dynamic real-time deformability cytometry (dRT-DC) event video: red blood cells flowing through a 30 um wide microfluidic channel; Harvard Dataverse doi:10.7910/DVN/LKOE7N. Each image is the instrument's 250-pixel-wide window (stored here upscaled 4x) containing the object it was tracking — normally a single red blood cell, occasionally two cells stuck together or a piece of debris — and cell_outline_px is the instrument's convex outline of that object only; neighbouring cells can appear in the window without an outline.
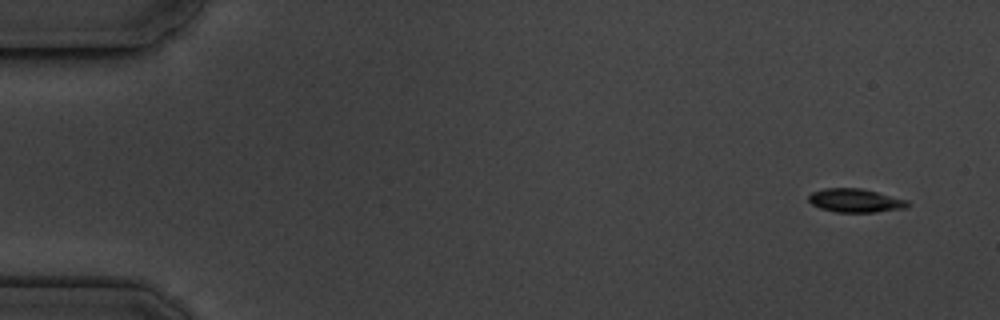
{"species": "common noctule bat (a hibernating species)", "species_latin": "Nyctalus noctula", "temperature_condition": "cold", "stored_images_in_passage": 4, "camera_frame_rate_fps": 3000, "um_per_image_px": 0.085, "animal": {"sex": "male", "body_mass_g": 19.5, "forearm_length_mm": 54.6}, "frame": {"image": 1, "passage_image": 1, "time_ms": 0.0, "image_size_px": [1000, 320], "cell_outline_px": [[912, 204], [908, 208], [876, 212], [836, 212], [820, 208], [812, 204], [808, 200], [808, 196], [812, 192], [824, 188], [860, 188], [908, 200]], "centroid_in_image_um": [72.74, 17.05], "position_along_channel_um": 12.3, "area_um2": 13.7}}